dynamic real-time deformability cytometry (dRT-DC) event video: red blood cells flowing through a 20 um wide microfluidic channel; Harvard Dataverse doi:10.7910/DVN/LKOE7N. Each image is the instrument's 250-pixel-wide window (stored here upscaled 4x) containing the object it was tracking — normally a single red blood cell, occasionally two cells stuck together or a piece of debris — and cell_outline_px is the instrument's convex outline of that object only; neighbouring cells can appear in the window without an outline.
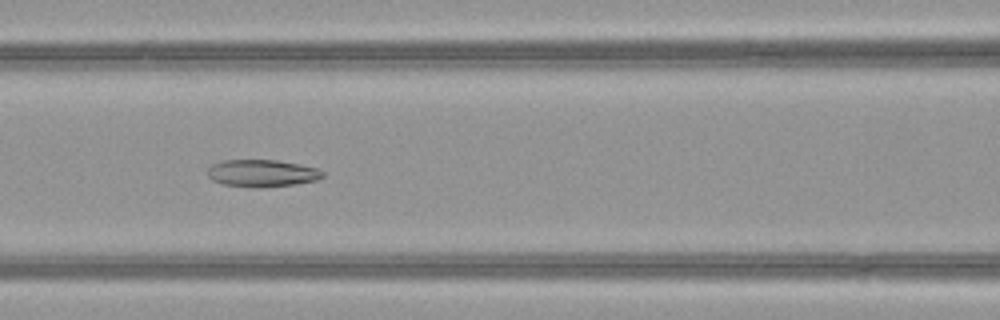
{"species": "common noctule bat (a hibernating species)", "species_latin": "Nyctalus noctula", "temperature_condition": "warm", "stored_images_in_passage": 37, "camera_frame_rate_fps": 3000, "um_per_image_px": 0.085, "animal": {"sex": "female", "body_mass_g": 21.9}, "frame": {"image": 1, "passage_image": 8, "time_ms": 2.333, "image_size_px": [1000, 320], "cell_outline_px": [[324, 176], [316, 180], [296, 184], [260, 188], [256, 188], [224, 184], [212, 180], [208, 176], [208, 168], [212, 164], [224, 160], [276, 160], [300, 164], [316, 168], [324, 172]], "centroid_in_image_um": [22.27, 14.72], "position_along_channel_um": 144.3, "area_um2": 18.26}}
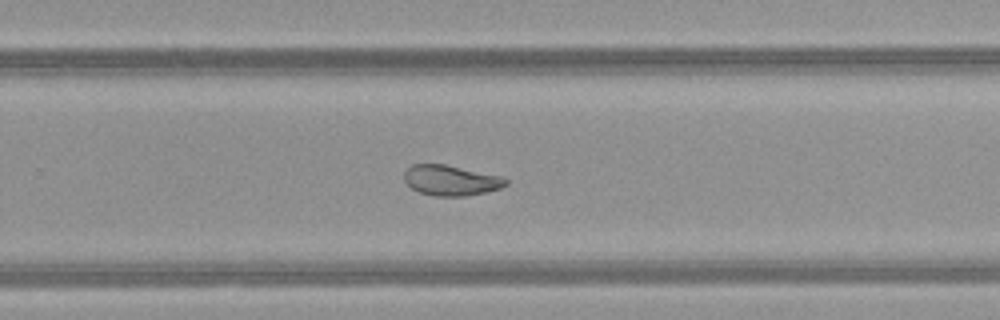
{"frame": {"image": 2, "passage_image": 19, "time_ms": 6.0, "image_size_px": [1000, 320], "cell_outline_px": [[508, 184], [500, 188], [484, 192], [464, 196], [436, 196], [420, 192], [412, 188], [404, 180], [404, 172], [412, 164], [444, 164], [504, 176], [508, 180]], "centroid_in_image_um": [38.35, 15.32], "position_along_channel_um": 291.4, "area_um2": 17.98}}
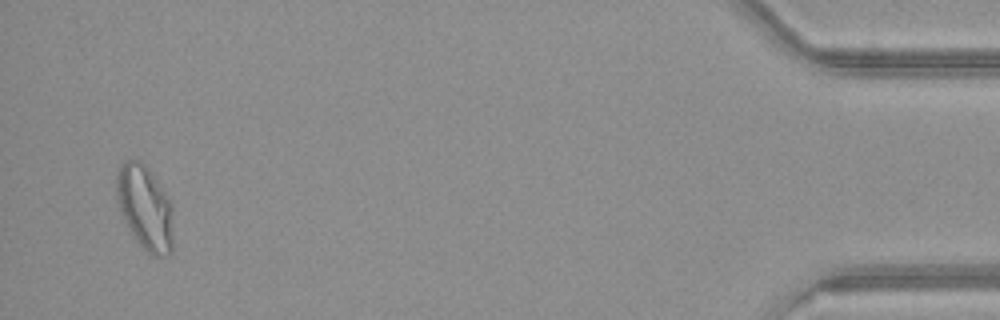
{"frame": {"image": 3, "passage_image": 35, "time_ms": 11.333, "image_size_px": [1000, 320], "cell_outline_px": [[172, 252], [168, 256], [152, 256], [136, 240], [124, 220], [120, 212], [116, 200], [116, 172], [120, 164], [124, 160], [136, 160], [144, 164], [148, 168], [172, 204]], "centroid_in_image_um": [12.3, 17.65], "position_along_channel_um": 422.9, "area_um2": 27.92}, "authors_computed_cell_mechanics": {"area_um2": 19.7676, "velocity_mm_per_s": 4.0294, "shape_relaxation_time_tau1_ms": null, "shape_relaxation_time_tau2_ms": 2.3535, "deformation_change_tau1": null, "deformation_change_tau2": 0.0822}}